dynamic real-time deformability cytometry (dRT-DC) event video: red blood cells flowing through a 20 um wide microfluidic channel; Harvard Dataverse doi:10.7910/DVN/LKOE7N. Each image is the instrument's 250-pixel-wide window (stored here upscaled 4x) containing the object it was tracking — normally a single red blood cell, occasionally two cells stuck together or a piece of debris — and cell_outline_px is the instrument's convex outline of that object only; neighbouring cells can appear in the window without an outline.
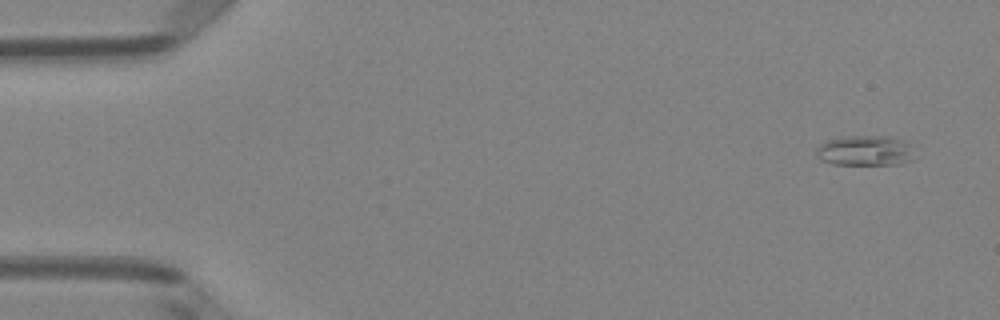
{"species": "Egyptian fruit bat (a non-hibernating species)", "species_latin": "Rousettus aegyptiacus", "temperature_condition": "room temperature", "stored_images_in_passage": 51, "camera_frame_rate_fps": 3000, "um_per_image_px": 0.085, "animal": {"sex": "female"}, "frame": {"image": 1, "passage_image": 3, "time_ms": 0.667, "image_size_px": [1000, 320], "cell_outline_px": [[912, 160], [900, 164], [832, 164], [820, 160], [816, 156], [816, 148], [820, 144], [828, 140], [848, 136], [888, 136], [904, 140]], "centroid_in_image_um": [73.43, 12.81], "position_along_channel_um": 11.6, "area_um2": 16.94}}
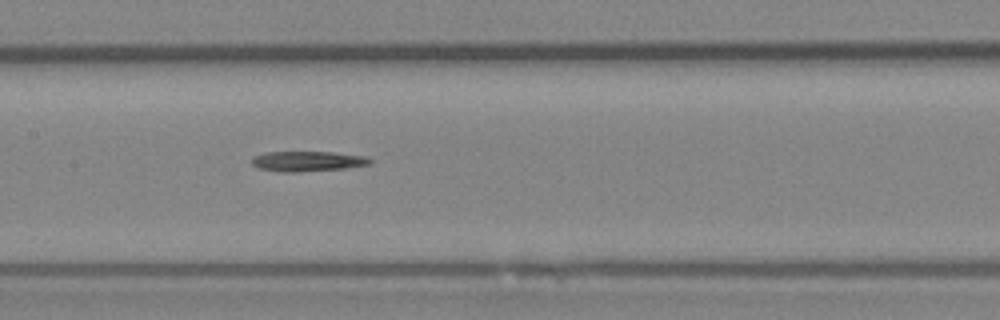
{"frame": {"image": 2, "passage_image": 25, "time_ms": 8.0, "image_size_px": [1000, 320], "cell_outline_px": [[372, 164], [344, 168], [296, 172], [284, 172], [260, 168], [252, 164], [252, 156], [264, 152], [332, 152], [364, 156], [372, 160]], "centroid_in_image_um": [26.13, 13.7], "position_along_channel_um": 181.3, "area_um2": 13.76}}
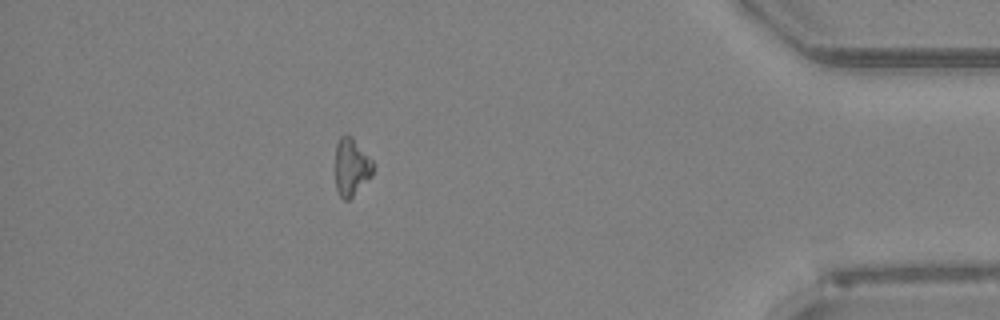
{"frame": {"image": 3, "passage_image": 45, "time_ms": 14.667, "image_size_px": [1000, 320], "cell_outline_px": [[376, 164], [372, 176], [348, 200], [344, 200], [340, 196], [336, 188], [336, 144], [340, 136], [344, 132], [348, 132], [352, 136]], "centroid_in_image_um": [29.89, 14.14], "position_along_channel_um": 405.3, "area_um2": 12.95}}